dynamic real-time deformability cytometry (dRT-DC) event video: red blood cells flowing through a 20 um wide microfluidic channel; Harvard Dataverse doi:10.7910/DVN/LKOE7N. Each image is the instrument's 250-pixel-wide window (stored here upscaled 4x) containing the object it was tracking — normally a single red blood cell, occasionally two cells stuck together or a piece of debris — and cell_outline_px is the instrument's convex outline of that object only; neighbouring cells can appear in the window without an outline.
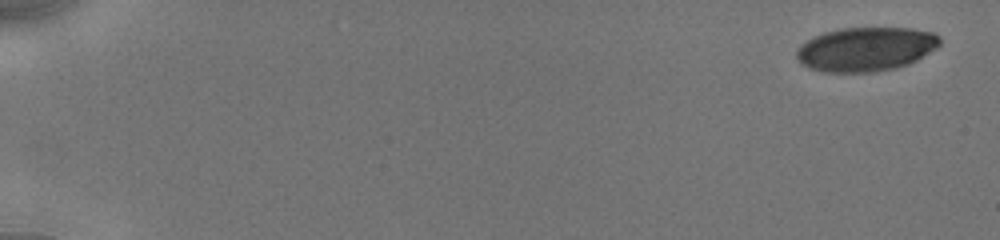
{"species": "human", "species_latin": "Homo sapiens", "temperature_condition": "cold", "stored_images_in_passage": 25, "camera_frame_rate_fps": 3000, "um_per_image_px": 0.085, "donor": {"sex": "male"}, "frame": {"image": 1, "passage_image": 1, "time_ms": 0.0, "image_size_px": [1000, 240], "cell_outline_px": [[940, 44], [936, 48], [916, 60], [908, 64], [896, 68], [876, 72], [824, 72], [812, 68], [804, 64], [796, 56], [796, 48], [812, 36], [824, 32], [840, 28], [912, 28], [932, 32], [940, 36]], "centroid_in_image_um": [73.6, 4.17], "position_along_channel_um": 11.4, "area_um2": 36.82}}
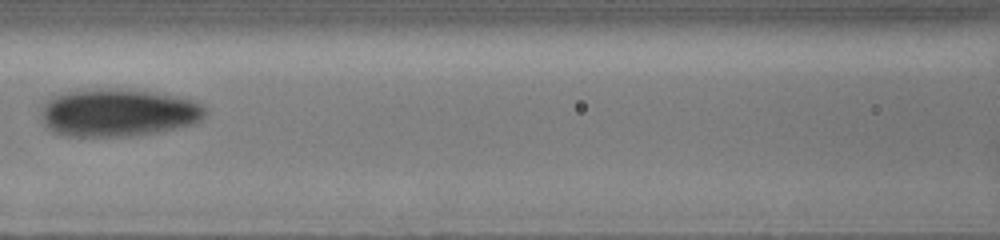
{"frame": {"image": 2, "passage_image": 16, "time_ms": 8.333, "image_size_px": [1000, 240], "cell_outline_px": [[204, 116], [200, 120], [192, 124], [156, 132], [128, 136], [68, 136], [56, 132], [48, 128], [44, 124], [40, 116], [40, 108], [48, 100], [60, 92], [76, 88], [116, 88], [152, 92], [176, 96], [192, 100], [204, 104]], "centroid_in_image_um": [9.97, 9.55], "position_along_channel_um": 156.6, "area_um2": 46.01}}
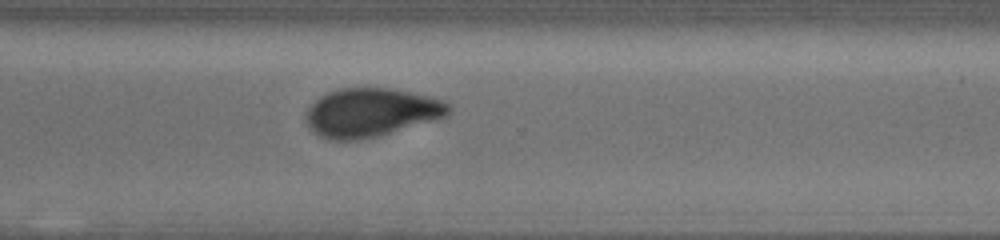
{"frame": {"image": 3, "passage_image": 25, "time_ms": 13.0, "image_size_px": [1000, 240], "cell_outline_px": [[452, 112], [448, 116], [436, 120], [376, 136], [360, 140], [328, 140], [320, 136], [308, 124], [308, 108], [320, 96], [328, 92], [340, 88], [392, 88], [428, 96], [444, 100], [452, 108]], "centroid_in_image_um": [31.6, 9.55], "position_along_channel_um": 339.0, "area_um2": 40.17}}